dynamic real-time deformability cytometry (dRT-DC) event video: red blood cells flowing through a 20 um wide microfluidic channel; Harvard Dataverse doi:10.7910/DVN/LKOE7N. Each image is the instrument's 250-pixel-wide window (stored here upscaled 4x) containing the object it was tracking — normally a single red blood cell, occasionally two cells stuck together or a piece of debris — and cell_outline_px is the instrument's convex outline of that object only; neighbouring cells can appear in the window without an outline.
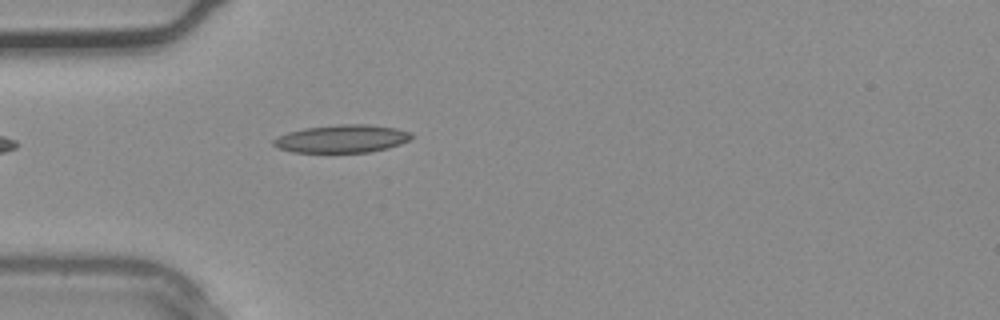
{"species": "common noctule bat (a hibernating species)", "species_latin": "Nyctalus noctula", "temperature_condition": "warm", "stored_images_in_passage": 1, "camera_frame_rate_fps": 3000, "um_per_image_px": 0.085, "animal": {"sex": "male", "body_mass_g": 20.4}, "frame": {"image": 1, "passage_image": 1, "time_ms": 0.0, "image_size_px": [1000, 320], "cell_outline_px": [[412, 136], [408, 140], [400, 144], [388, 148], [368, 152], [292, 152], [276, 148], [272, 144], [272, 140], [288, 132], [304, 128], [340, 124], [368, 124], [396, 128], [412, 132]], "centroid_in_image_um": [29.05, 11.79], "position_along_channel_um": 55.9, "area_um2": 22.43}}